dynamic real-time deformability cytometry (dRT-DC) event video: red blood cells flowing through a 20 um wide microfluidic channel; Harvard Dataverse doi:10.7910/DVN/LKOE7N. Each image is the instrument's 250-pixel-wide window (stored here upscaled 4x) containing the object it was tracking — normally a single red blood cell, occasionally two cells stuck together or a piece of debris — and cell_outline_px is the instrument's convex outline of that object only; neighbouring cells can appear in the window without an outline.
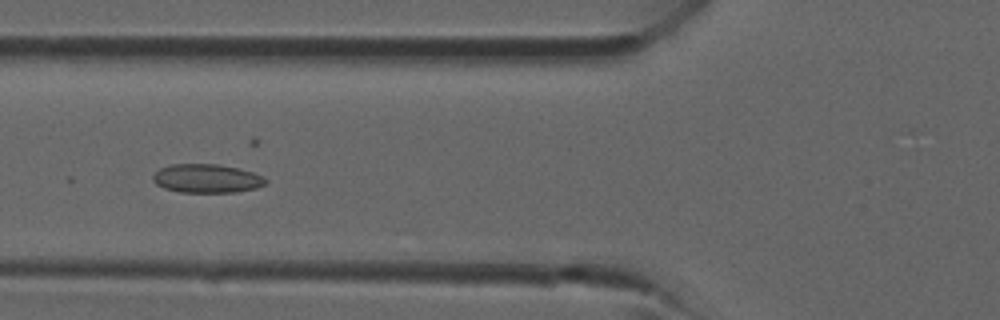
{"species": "common noctule bat (a hibernating species)", "species_latin": "Nyctalus noctula", "temperature_condition": "room temperature", "stored_images_in_passage": 40, "camera_frame_rate_fps": 3000, "um_per_image_px": 0.085, "animal": {"sex": "male", "forearm_length_mm": 52.5}, "frame": {"image": 1, "passage_image": 15, "time_ms": 4.667, "image_size_px": [1000, 320], "cell_outline_px": [[268, 180], [264, 184], [256, 188], [236, 192], [180, 192], [164, 188], [156, 184], [152, 180], [152, 176], [160, 168], [172, 164], [216, 164], [236, 168], [252, 172], [264, 176]], "centroid_in_image_um": [17.56, 15.17], "position_along_channel_um": 108.2, "area_um2": 18.79}}
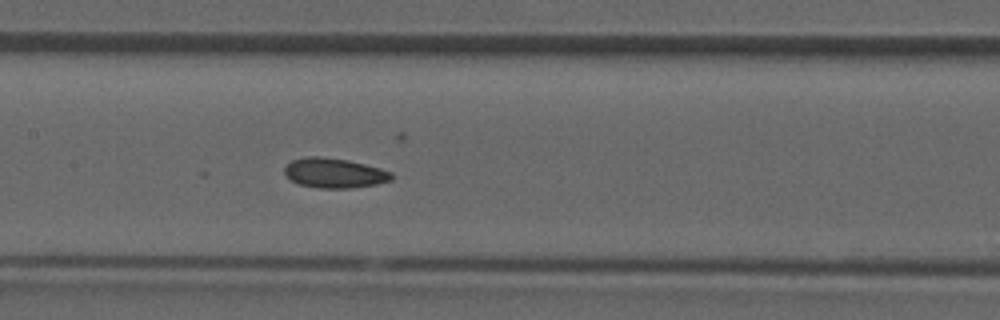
{"frame": {"image": 2, "passage_image": 19, "time_ms": 6.0, "image_size_px": [1000, 320], "cell_outline_px": [[392, 180], [376, 184], [352, 188], [320, 188], [300, 184], [292, 180], [284, 172], [284, 168], [292, 160], [308, 156], [320, 156], [348, 160], [380, 168], [392, 172]], "centroid_in_image_um": [28.44, 14.7], "position_along_channel_um": 179.0, "area_um2": 18.44}}
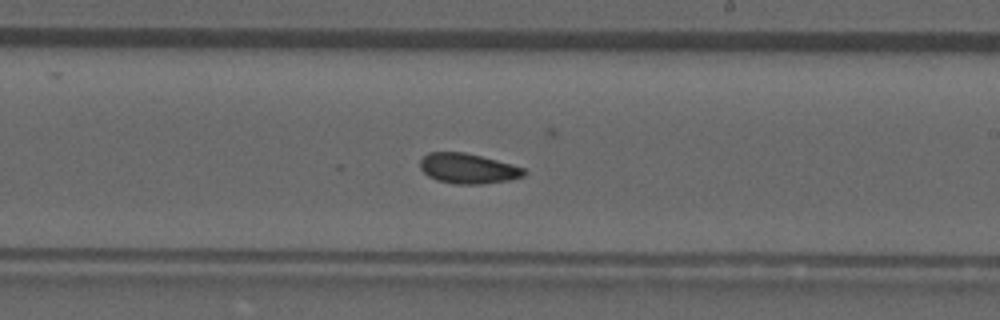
{"frame": {"image": 3, "passage_image": 23, "time_ms": 7.333, "image_size_px": [1000, 320], "cell_outline_px": [[528, 172], [524, 176], [508, 180], [480, 184], [456, 184], [436, 180], [428, 176], [420, 168], [420, 160], [428, 152], [464, 152], [512, 164], [524, 168]], "centroid_in_image_um": [39.77, 14.32], "position_along_channel_um": 249.2, "area_um2": 18.21}}